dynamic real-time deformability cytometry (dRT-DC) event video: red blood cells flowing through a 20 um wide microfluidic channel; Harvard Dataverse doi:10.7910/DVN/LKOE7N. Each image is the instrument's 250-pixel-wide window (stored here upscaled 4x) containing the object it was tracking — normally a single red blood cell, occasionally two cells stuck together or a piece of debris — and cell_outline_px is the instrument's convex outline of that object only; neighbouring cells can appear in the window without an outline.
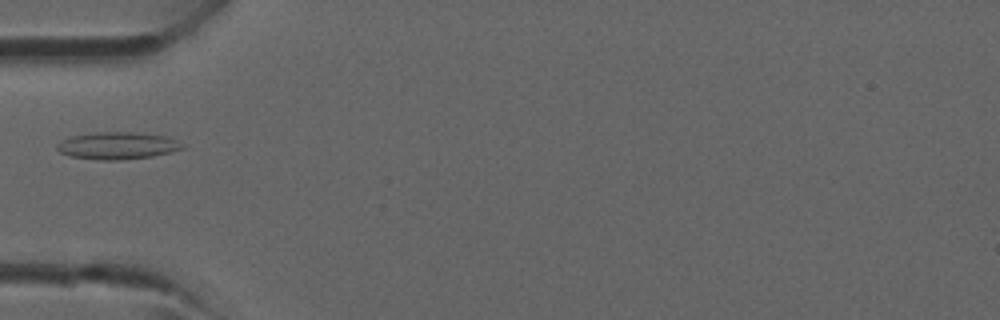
{"species": "common noctule bat (a hibernating species)", "species_latin": "Nyctalus noctula", "temperature_condition": "room temperature", "stored_images_in_passage": 3, "camera_frame_rate_fps": 3000, "um_per_image_px": 0.085, "animal": {"sex": "male", "forearm_length_mm": 52.5}, "frame": {"image": 1, "passage_image": 3, "time_ms": 2.0, "image_size_px": [1000, 320], "cell_outline_px": [[184, 148], [172, 152], [152, 156], [120, 160], [100, 160], [68, 156], [60, 152], [56, 148], [56, 144], [72, 136], [96, 132], [136, 132], [164, 136], [184, 144]], "centroid_in_image_um": [9.97, 12.39], "position_along_channel_um": 75.0, "area_um2": 19.77}}